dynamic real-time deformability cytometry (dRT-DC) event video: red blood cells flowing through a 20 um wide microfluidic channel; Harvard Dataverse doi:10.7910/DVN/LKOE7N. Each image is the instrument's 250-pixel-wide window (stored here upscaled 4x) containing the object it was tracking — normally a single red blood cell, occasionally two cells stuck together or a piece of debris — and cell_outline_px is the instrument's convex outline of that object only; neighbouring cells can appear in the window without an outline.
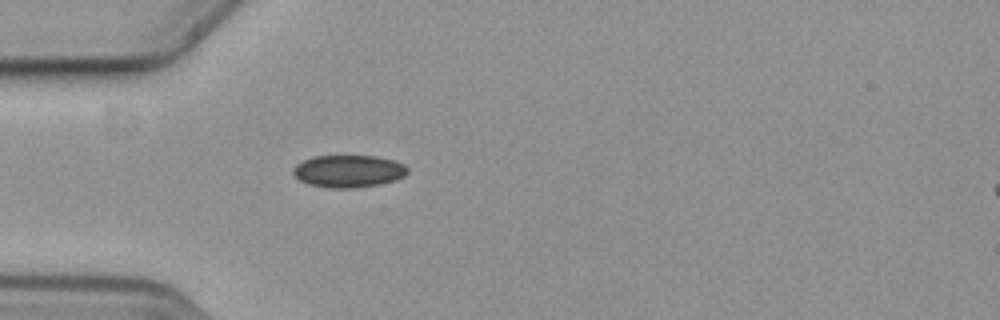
{"species": "common noctule bat (a hibernating species)", "species_latin": "Nyctalus noctula", "temperature_condition": "cold", "stored_images_in_passage": 41, "camera_frame_rate_fps": 3000, "um_per_image_px": 0.085, "animal": {"sex": "female", "body_mass_g": 19.3, "forearm_length_mm": 54.1}, "frame": {"image": 1, "passage_image": 1, "time_ms": 0.0, "image_size_px": [1000, 320], "cell_outline_px": [[408, 172], [404, 176], [396, 180], [380, 184], [352, 188], [328, 188], [308, 184], [300, 180], [292, 172], [292, 168], [296, 164], [312, 156], [376, 156], [392, 160], [404, 164], [408, 168]], "centroid_in_image_um": [29.62, 14.55], "position_along_channel_um": 55.4, "area_um2": 21.62}}
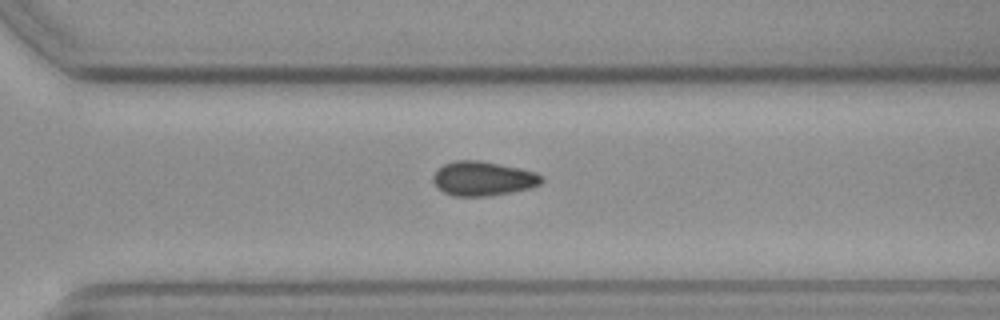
{"frame": {"image": 2, "passage_image": 24, "time_ms": 7.667, "image_size_px": [1000, 320], "cell_outline_px": [[544, 180], [540, 184], [528, 188], [512, 192], [488, 196], [452, 196], [444, 192], [432, 180], [432, 176], [436, 168], [444, 164], [456, 160], [480, 160], [500, 164], [536, 172]], "centroid_in_image_um": [41.02, 15.17], "position_along_channel_um": 329.6, "area_um2": 21.68}}
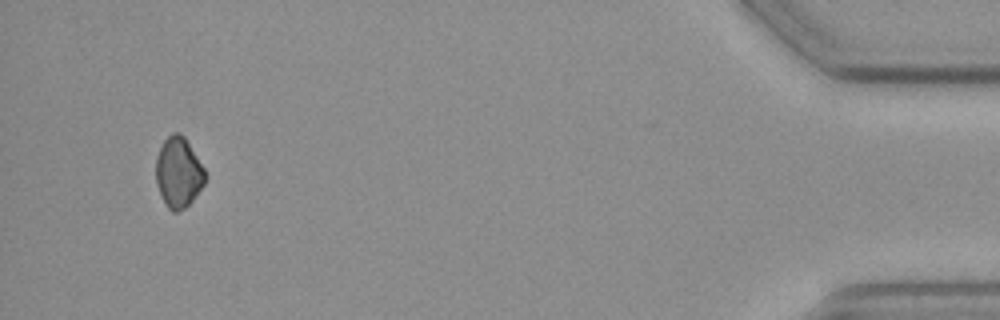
{"frame": {"image": 3, "passage_image": 38, "time_ms": 12.333, "image_size_px": [1000, 320], "cell_outline_px": [[208, 176], [204, 184], [192, 200], [184, 208], [176, 212], [172, 212], [168, 208], [156, 184], [156, 156], [164, 140], [172, 132], [180, 132], [184, 136], [204, 168]], "centroid_in_image_um": [15.18, 14.64], "position_along_channel_um": 420.0, "area_um2": 20.11}}